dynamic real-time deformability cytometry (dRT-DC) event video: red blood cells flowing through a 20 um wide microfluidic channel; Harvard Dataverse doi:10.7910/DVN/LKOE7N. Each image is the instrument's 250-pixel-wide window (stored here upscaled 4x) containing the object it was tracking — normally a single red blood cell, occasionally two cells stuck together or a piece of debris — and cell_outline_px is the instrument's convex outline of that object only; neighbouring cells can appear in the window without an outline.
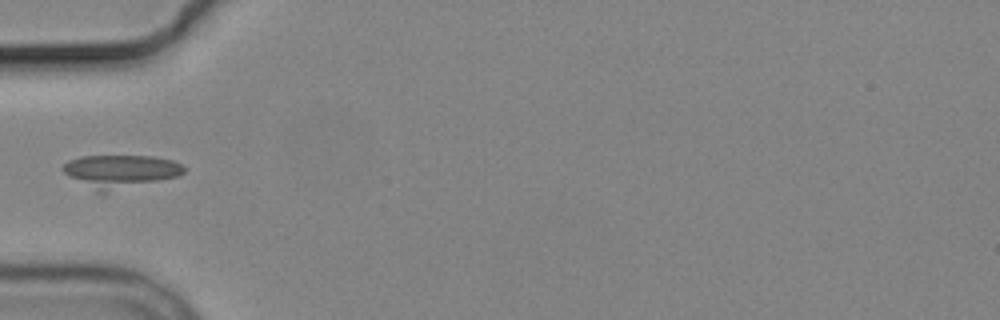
{"species": "common noctule bat (a hibernating species)", "species_latin": "Nyctalus noctula", "temperature_condition": "cold", "stored_images_in_passage": 4, "camera_frame_rate_fps": 3000, "um_per_image_px": 0.085, "animal": {"sex": "male", "body_mass_g": 19.2, "forearm_length_mm": 51.8}, "frame": {"image": 1, "passage_image": 4, "time_ms": 3.333, "image_size_px": [1000, 320], "cell_outline_px": [[184, 172], [176, 176], [104, 192], [96, 192], [68, 176], [60, 168], [68, 160], [80, 156], [152, 156], [172, 160], [180, 164], [184, 168]], "centroid_in_image_um": [10.15, 14.53], "position_along_channel_um": 74.8, "area_um2": 22.72}}